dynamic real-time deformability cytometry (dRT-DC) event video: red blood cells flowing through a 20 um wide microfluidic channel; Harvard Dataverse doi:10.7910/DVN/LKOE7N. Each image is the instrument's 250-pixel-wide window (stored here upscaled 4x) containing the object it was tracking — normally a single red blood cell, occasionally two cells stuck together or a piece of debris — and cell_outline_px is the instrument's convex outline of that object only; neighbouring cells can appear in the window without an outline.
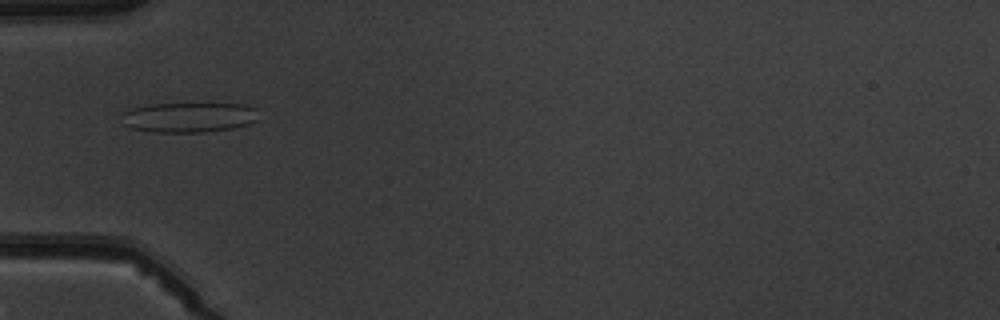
{"species": "common noctule bat (a hibernating species)", "species_latin": "Nyctalus noctula", "temperature_condition": "warm", "stored_images_in_passage": 2, "camera_frame_rate_fps": 3000, "um_per_image_px": 0.085, "animal": {"sex": "male", "body_mass_g": 19.5, "forearm_length_mm": 54.6}, "frame": {"image": 1, "passage_image": 2, "time_ms": 1.333, "image_size_px": [1000, 320], "cell_outline_px": [[260, 120], [248, 124], [232, 128], [204, 132], [152, 132], [132, 128], [124, 124], [124, 112], [128, 108], [148, 104], [244, 104], [256, 108]], "centroid_in_image_um": [16.09, 9.97], "position_along_channel_um": 68.9, "area_um2": 23.99}}